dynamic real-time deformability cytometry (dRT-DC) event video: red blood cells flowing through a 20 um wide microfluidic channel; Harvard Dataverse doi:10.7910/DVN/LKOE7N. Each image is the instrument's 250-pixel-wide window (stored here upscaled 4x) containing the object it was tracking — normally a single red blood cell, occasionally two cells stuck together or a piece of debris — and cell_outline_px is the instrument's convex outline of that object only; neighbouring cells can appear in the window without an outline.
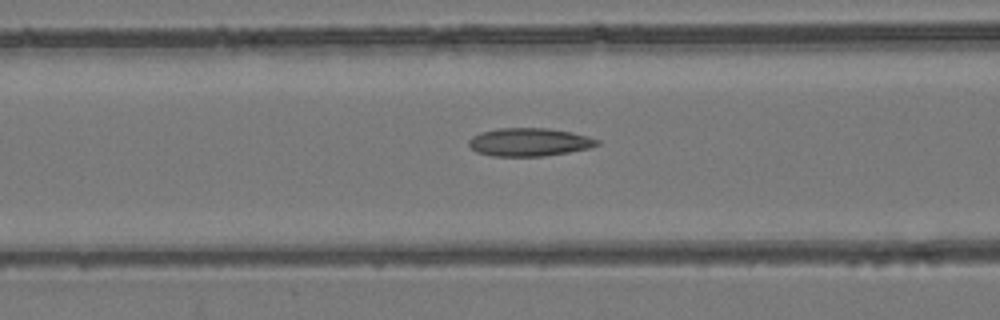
{"species": "common noctule bat (a hibernating species)", "species_latin": "Nyctalus noctula", "temperature_condition": "room temperature", "stored_images_in_passage": 56, "camera_frame_rate_fps": 3000, "um_per_image_px": 0.085, "animal": {"sex": "female", "body_mass_g": 24.6, "forearm_length_mm": 56.2}, "frame": {"image": 1, "passage_image": 23, "time_ms": 7.333, "image_size_px": [1000, 320], "cell_outline_px": [[600, 144], [588, 148], [568, 152], [544, 156], [492, 156], [476, 152], [468, 144], [468, 140], [472, 136], [480, 132], [496, 128], [548, 128], [572, 132], [588, 136], [600, 140]], "centroid_in_image_um": [44.97, 12.07], "position_along_channel_um": 121.6, "area_um2": 21.15}}
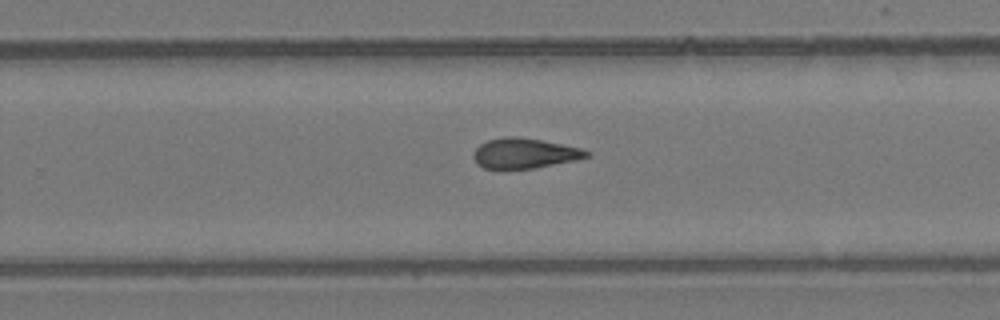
{"frame": {"image": 2, "passage_image": 36, "time_ms": 11.667, "image_size_px": [1000, 320], "cell_outline_px": [[592, 156], [576, 160], [536, 168], [484, 168], [476, 164], [472, 156], [476, 148], [480, 144], [488, 140], [504, 136], [516, 136], [540, 140], [580, 148], [592, 152]], "centroid_in_image_um": [44.59, 13.03], "position_along_channel_um": 285.2, "area_um2": 19.88}}
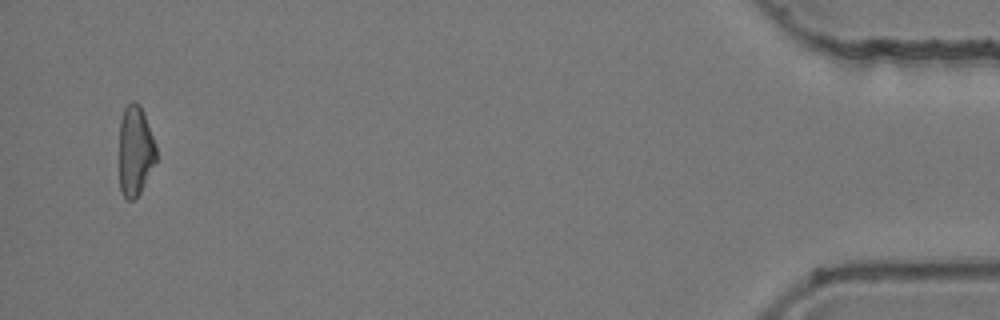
{"frame": {"image": 3, "passage_image": 54, "time_ms": 17.667, "image_size_px": [1000, 320], "cell_outline_px": [[156, 160], [140, 192], [132, 200], [128, 200], [124, 196], [120, 188], [120, 120], [124, 108], [132, 100], [140, 104], [144, 112], [156, 144]], "centroid_in_image_um": [11.5, 12.76], "position_along_channel_um": 423.7, "area_um2": 19.31}, "authors_computed_cell_mechanics": {"area_um2": 20.6057, "velocity_mm_per_s": 3.7801, "shape_relaxation_time_tau1_ms": null, "shape_relaxation_time_tau2_ms": 4.6933, "deformation_change_tau1": null, "deformation_change_tau2": 0.1269}}